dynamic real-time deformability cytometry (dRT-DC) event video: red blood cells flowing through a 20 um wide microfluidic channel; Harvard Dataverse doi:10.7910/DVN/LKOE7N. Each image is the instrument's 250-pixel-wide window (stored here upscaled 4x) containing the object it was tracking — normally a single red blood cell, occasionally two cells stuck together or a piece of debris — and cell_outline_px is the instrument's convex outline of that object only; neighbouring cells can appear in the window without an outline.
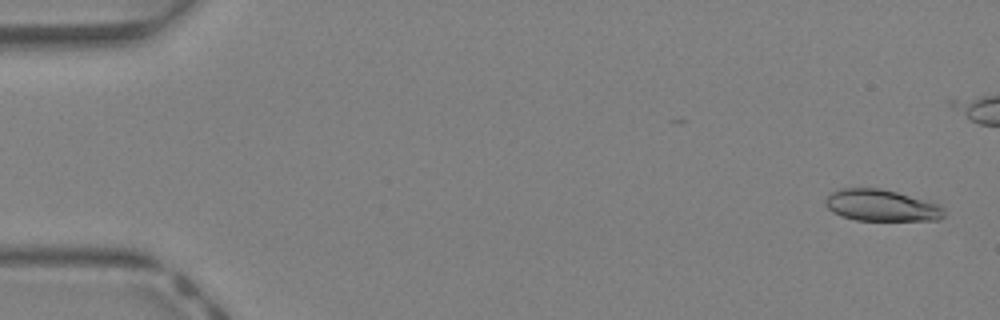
{"species": "Egyptian fruit bat (a non-hibernating species)", "species_latin": "Rousettus aegyptiacus", "temperature_condition": "warm", "stored_images_in_passage": 38, "camera_frame_rate_fps": 3000, "um_per_image_px": 0.085, "animal": {"sex": "female"}, "frame": {"image": 1, "passage_image": 2, "time_ms": 0.333, "image_size_px": [1000, 320], "cell_outline_px": [[944, 216], [940, 220], [856, 220], [840, 216], [832, 212], [824, 204], [824, 200], [832, 192], [840, 188], [880, 188], [896, 192], [940, 204], [944, 208]], "centroid_in_image_um": [74.91, 17.46], "position_along_channel_um": 10.1, "area_um2": 21.91}}
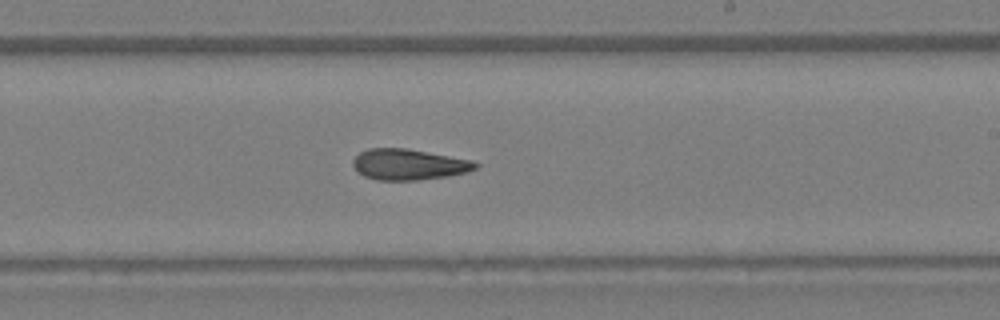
{"frame": {"image": 2, "passage_image": 26, "time_ms": 8.333, "image_size_px": [1000, 320], "cell_outline_px": [[480, 164], [476, 168], [464, 172], [444, 176], [416, 180], [376, 180], [364, 176], [352, 164], [352, 160], [360, 152], [368, 148], [408, 148], [472, 160]], "centroid_in_image_um": [34.72, 13.96], "position_along_channel_um": 254.3, "area_um2": 21.85}}
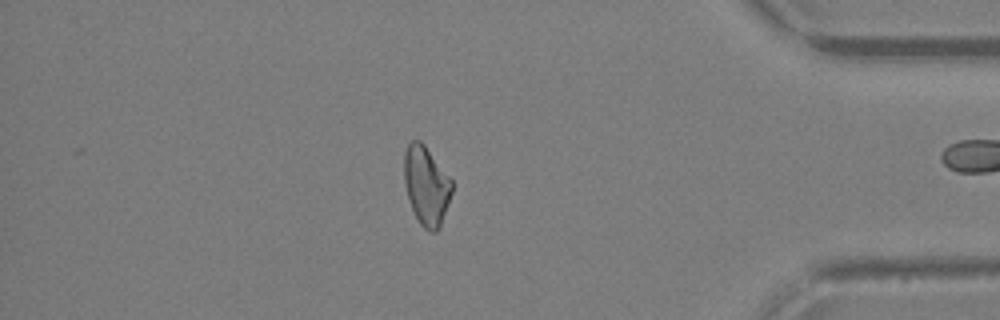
{"frame": {"image": 3, "passage_image": 37, "time_ms": 12.0, "image_size_px": [1000, 320], "cell_outline_px": [[452, 192], [440, 228], [436, 232], [428, 232], [420, 224], [412, 208], [404, 184], [404, 152], [408, 144], [412, 140], [420, 140], [424, 144], [452, 180]], "centroid_in_image_um": [36.23, 15.79], "position_along_channel_um": 399.0, "area_um2": 21.91}}